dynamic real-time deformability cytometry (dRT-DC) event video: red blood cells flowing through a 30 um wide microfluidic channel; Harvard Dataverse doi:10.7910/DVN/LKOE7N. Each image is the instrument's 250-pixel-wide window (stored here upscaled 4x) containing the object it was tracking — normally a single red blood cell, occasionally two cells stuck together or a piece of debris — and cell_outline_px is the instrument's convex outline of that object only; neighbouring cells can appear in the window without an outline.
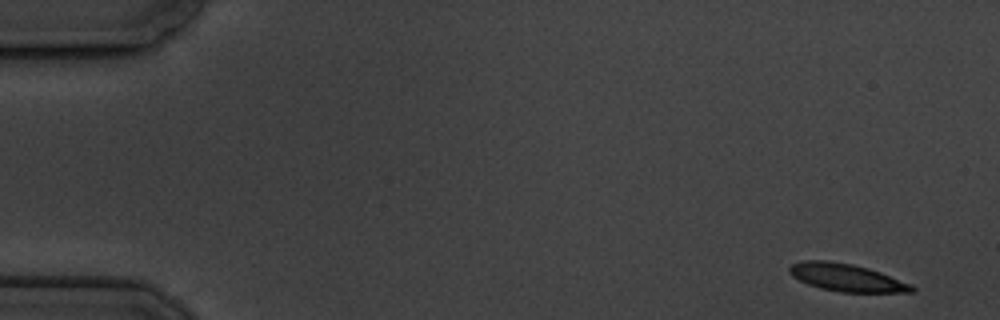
{"species": "common noctule bat (a hibernating species)", "species_latin": "Nyctalus noctula", "temperature_condition": "cold", "stored_images_in_passage": 4, "camera_frame_rate_fps": 3000, "um_per_image_px": 0.085, "animal": {"sex": "male", "body_mass_g": 19.5, "forearm_length_mm": 54.6}, "frame": {"image": 1, "passage_image": 1, "time_ms": 0.0, "image_size_px": [1000, 320], "cell_outline_px": [[916, 292], [840, 292], [820, 288], [808, 284], [792, 276], [788, 272], [788, 268], [792, 264], [804, 260], [824, 260], [852, 264], [868, 268], [880, 272], [912, 284], [916, 288]], "centroid_in_image_um": [71.96, 23.59], "position_along_channel_um": 13.0, "area_um2": 19.65}}